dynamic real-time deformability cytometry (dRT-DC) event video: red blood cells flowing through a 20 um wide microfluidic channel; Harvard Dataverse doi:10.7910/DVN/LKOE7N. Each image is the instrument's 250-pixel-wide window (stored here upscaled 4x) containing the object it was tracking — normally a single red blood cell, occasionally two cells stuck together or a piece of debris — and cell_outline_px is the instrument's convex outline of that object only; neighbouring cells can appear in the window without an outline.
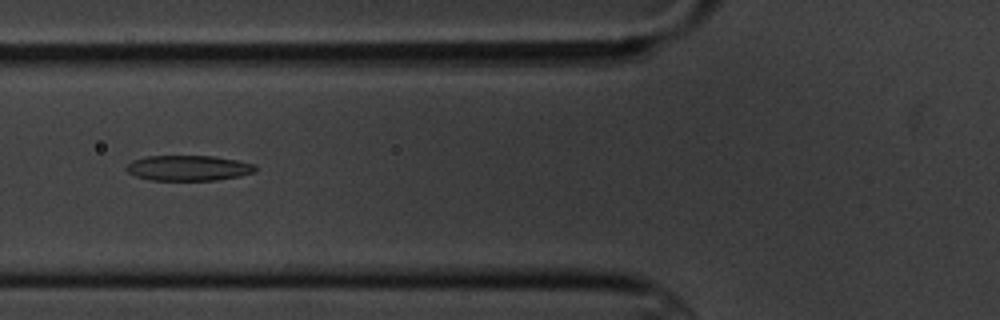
{"species": "common noctule bat (a hibernating species)", "species_latin": "Nyctalus noctula", "temperature_condition": "cold", "stored_images_in_passage": 12, "camera_frame_rate_fps": 3000, "um_per_image_px": 0.085, "animal": {"sex": "male", "body_mass_g": 20.1, "forearm_length_mm": 53.5}, "frame": {"image": 1, "passage_image": 2, "time_ms": 1.333, "image_size_px": [1000, 320], "cell_outline_px": [[256, 172], [240, 176], [216, 180], [152, 180], [136, 176], [128, 172], [124, 168], [132, 160], [144, 156], [212, 156], [236, 160], [256, 164]], "centroid_in_image_um": [16.02, 14.28], "position_along_channel_um": 109.8, "area_um2": 19.13}}
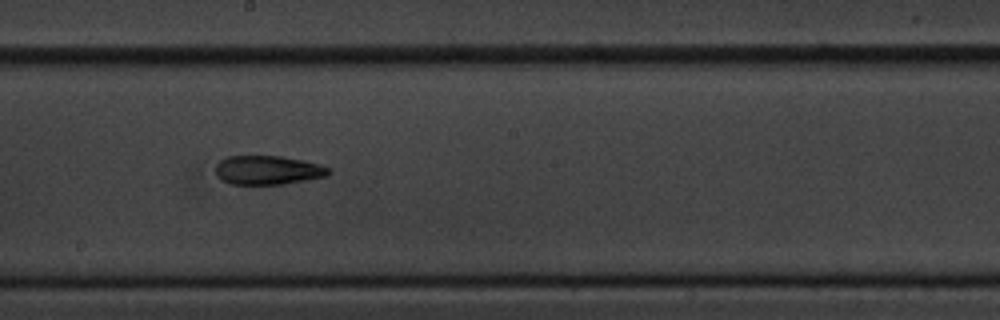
{"frame": {"image": 2, "passage_image": 5, "time_ms": 4.667, "image_size_px": [1000, 320], "cell_outline_px": [[332, 172], [328, 176], [284, 184], [228, 184], [220, 180], [216, 176], [216, 164], [220, 160], [228, 156], [280, 156], [304, 160], [320, 164], [332, 168]], "centroid_in_image_um": [22.79, 14.46], "position_along_channel_um": 225.4, "area_um2": 19.42}}
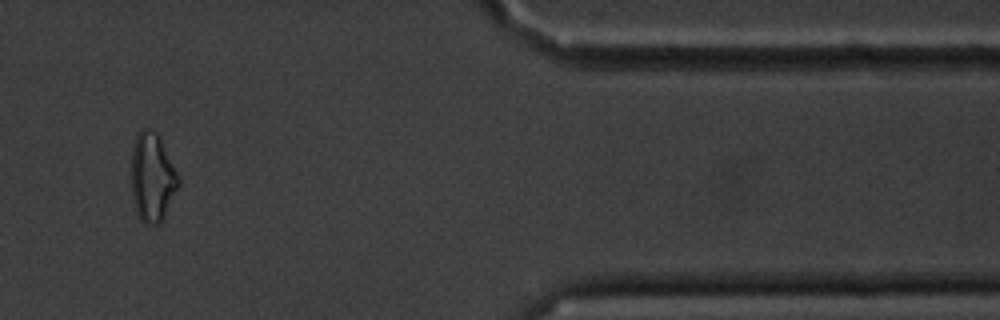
{"frame": {"image": 3, "passage_image": 10, "time_ms": 10.667, "image_size_px": [1000, 320], "cell_outline_px": [[180, 184], [160, 224], [144, 224], [136, 212], [132, 196], [132, 148], [136, 136], [140, 128], [148, 128], [156, 132], [180, 176]], "centroid_in_image_um": [12.95, 15.08], "position_along_channel_um": 398.5, "area_um2": 24.33}, "authors_computed_cell_mechanics": {"area_um2": 19.3341, "velocity_mm_per_s": 3.4555, "shape_relaxation_time_tau1_ms": 7.555, "shape_relaxation_time_tau2_ms": 5.6587, "deformation_change_tau1": 0.1666, "deformation_change_tau2": 0.1662}}